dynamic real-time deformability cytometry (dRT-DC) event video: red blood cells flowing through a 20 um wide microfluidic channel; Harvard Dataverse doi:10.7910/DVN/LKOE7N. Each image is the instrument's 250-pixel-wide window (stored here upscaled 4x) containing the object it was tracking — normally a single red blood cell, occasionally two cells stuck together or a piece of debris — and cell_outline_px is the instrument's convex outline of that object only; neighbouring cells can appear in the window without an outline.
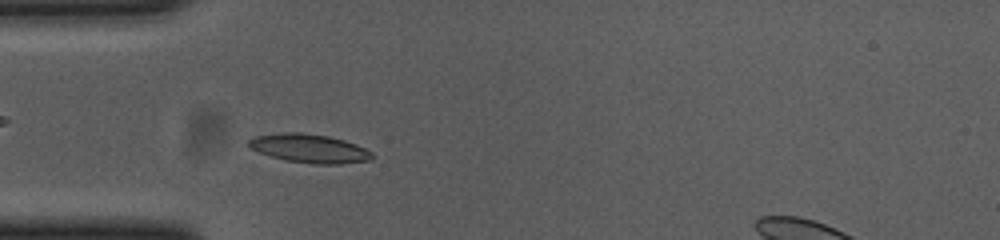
{"species": "common noctule bat (a hibernating species)", "species_latin": "Nyctalus noctula", "temperature_condition": "cold", "stored_images_in_passage": 45, "camera_frame_rate_fps": 3000, "um_per_image_px": 0.085, "animal": {"sex": "female", "body_mass_g": 23.0, "forearm_length_mm": 53.4}, "frame": {"image": 1, "passage_image": 8, "time_ms": 2.333, "image_size_px": [1000, 240], "cell_outline_px": [[376, 156], [372, 160], [340, 164], [316, 164], [288, 160], [272, 156], [248, 148], [248, 140], [252, 136], [284, 132], [300, 132], [328, 136], [344, 140], [356, 144], [372, 152]], "centroid_in_image_um": [26.31, 12.61], "position_along_channel_um": 58.7, "area_um2": 20.69}}
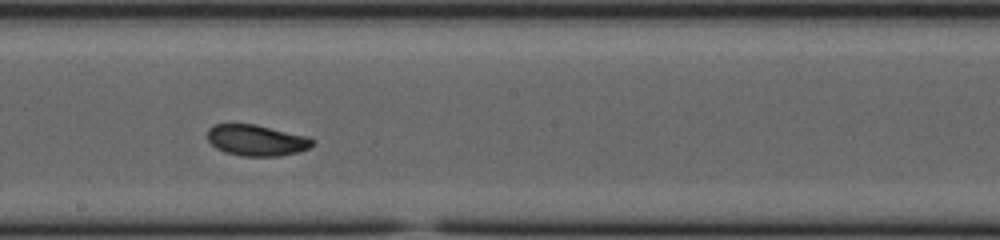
{"frame": {"image": 2, "passage_image": 22, "time_ms": 7.0, "image_size_px": [1000, 240], "cell_outline_px": [[316, 140], [308, 148], [300, 152], [280, 156], [240, 156], [224, 152], [216, 148], [208, 140], [208, 128], [212, 124], [256, 124], [308, 136]], "centroid_in_image_um": [21.81, 11.92], "position_along_channel_um": 226.4, "area_um2": 19.25}}
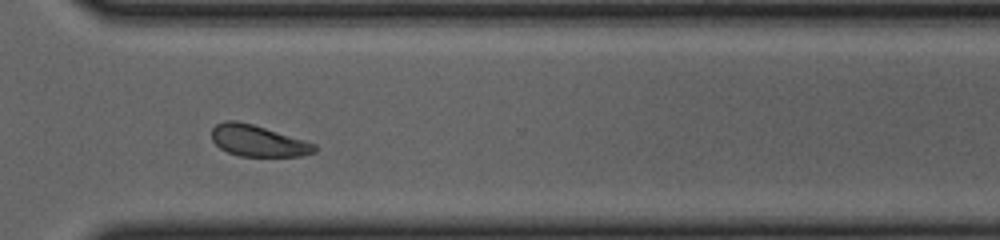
{"frame": {"image": 3, "passage_image": 32, "time_ms": 10.333, "image_size_px": [1000, 240], "cell_outline_px": [[316, 152], [300, 156], [240, 156], [228, 152], [220, 148], [212, 140], [212, 128], [216, 124], [224, 120], [236, 120], [252, 124], [304, 140], [316, 144]], "centroid_in_image_um": [21.91, 11.97], "position_along_channel_um": 348.7, "area_um2": 18.67}, "authors_computed_cell_mechanics": {"area_um2": 19.363, "velocity_mm_per_s": 3.6573, "shape_relaxation_time_tau1_ms": 2.2433, "shape_relaxation_time_tau2_ms": null, "deformation_change_tau1": 0.0956, "deformation_change_tau2": null}}